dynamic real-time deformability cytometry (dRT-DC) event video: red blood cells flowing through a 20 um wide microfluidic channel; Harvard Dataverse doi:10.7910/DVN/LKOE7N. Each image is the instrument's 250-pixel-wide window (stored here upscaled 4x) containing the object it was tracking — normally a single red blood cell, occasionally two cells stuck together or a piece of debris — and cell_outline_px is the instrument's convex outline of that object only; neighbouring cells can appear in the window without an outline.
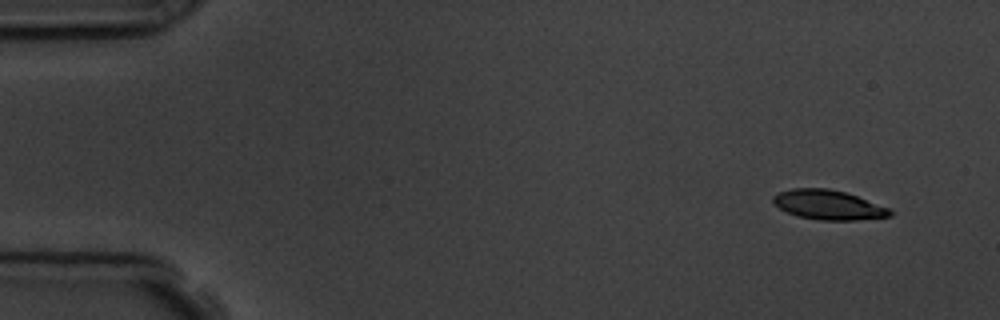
{"species": "common noctule bat (a hibernating species)", "species_latin": "Nyctalus noctula", "temperature_condition": "room temperature", "stored_images_in_passage": 4, "camera_frame_rate_fps": 3000, "um_per_image_px": 0.085, "animal": {"sex": "male", "body_mass_g": 19.5, "forearm_length_mm": 54.6}, "frame": {"image": 1, "passage_image": 1, "time_ms": 0.0, "image_size_px": [1000, 320], "cell_outline_px": [[892, 216], [856, 220], [820, 220], [800, 216], [788, 212], [780, 208], [772, 200], [772, 196], [780, 192], [792, 188], [828, 188], [844, 192], [892, 208]], "centroid_in_image_um": [70.45, 17.41], "position_along_channel_um": 14.5, "area_um2": 20.0}}
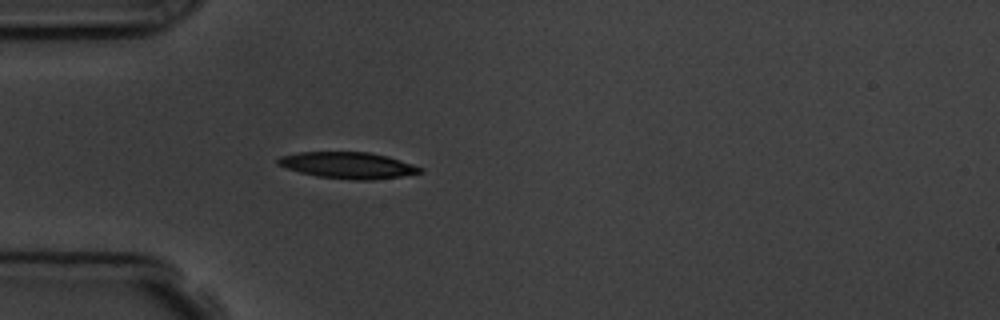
{"frame": {"image": 2, "passage_image": 4, "time_ms": 4.0, "image_size_px": [1000, 320], "cell_outline_px": [[424, 172], [400, 176], [372, 180], [356, 180], [316, 176], [284, 168], [276, 164], [276, 160], [280, 156], [296, 152], [368, 152], [388, 156], [424, 168]], "centroid_in_image_um": [29.55, 14.04], "position_along_channel_um": 55.5, "area_um2": 21.96}}